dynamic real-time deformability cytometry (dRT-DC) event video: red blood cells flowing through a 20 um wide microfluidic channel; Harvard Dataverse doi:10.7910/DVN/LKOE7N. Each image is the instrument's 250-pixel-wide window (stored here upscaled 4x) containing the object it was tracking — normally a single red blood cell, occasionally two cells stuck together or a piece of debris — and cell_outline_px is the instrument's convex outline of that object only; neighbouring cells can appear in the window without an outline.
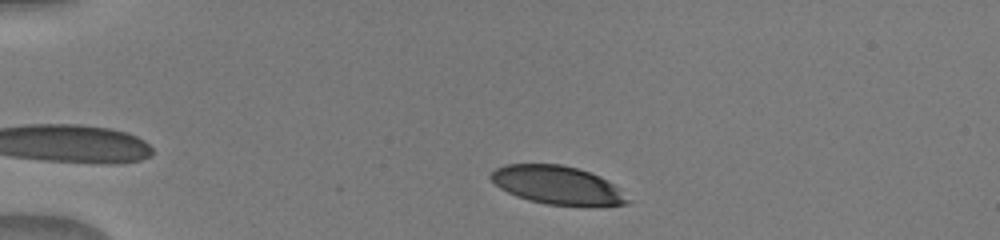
{"species": "human", "species_latin": "Homo sapiens", "temperature_condition": "warm", "stored_images_in_passage": 43, "camera_frame_rate_fps": 3000, "um_per_image_px": 0.085, "donor": {"sex": "male"}, "frame": {"image": 1, "passage_image": 4, "time_ms": 1.0, "image_size_px": [1000, 240], "cell_outline_px": [[632, 200], [628, 204], [548, 204], [528, 200], [516, 196], [500, 188], [488, 176], [496, 168], [504, 164], [560, 164], [576, 168], [600, 176], [608, 180]], "centroid_in_image_um": [47.33, 15.71], "position_along_channel_um": 37.7, "area_um2": 29.94}}
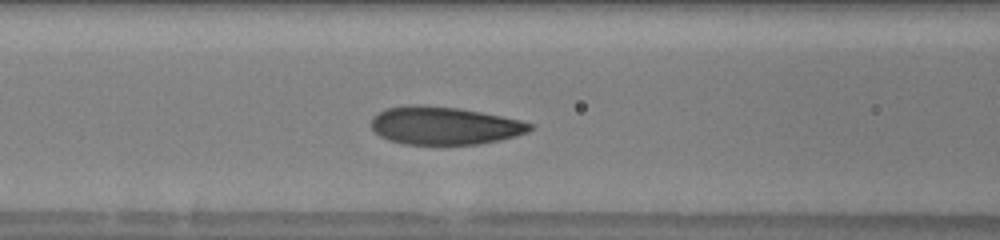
{"frame": {"image": 2, "passage_image": 15, "time_ms": 4.667, "image_size_px": [1000, 240], "cell_outline_px": [[536, 124], [528, 132], [516, 136], [500, 140], [476, 144], [404, 144], [388, 140], [380, 136], [372, 128], [372, 116], [376, 112], [388, 108], [408, 104], [420, 104], [460, 108], [520, 120]], "centroid_in_image_um": [37.76, 10.67], "position_along_channel_um": 128.8, "area_um2": 35.2}}
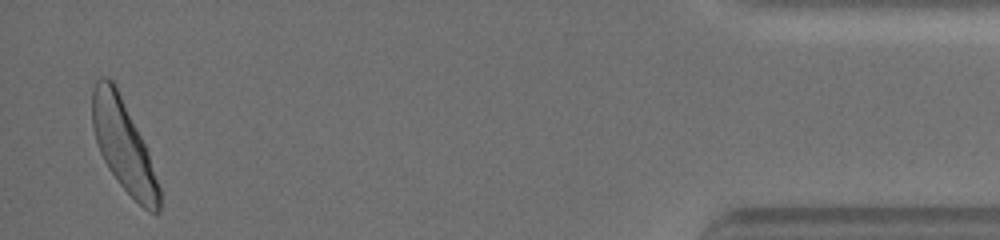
{"frame": {"image": 3, "passage_image": 42, "time_ms": 13.667, "image_size_px": [1000, 240], "cell_outline_px": [[160, 212], [148, 212], [120, 184], [108, 168], [100, 152], [92, 128], [92, 88], [96, 80], [100, 76], [108, 76], [112, 80], [148, 152], [160, 188]], "centroid_in_image_um": [10.47, 12.37], "position_along_channel_um": 424.7, "area_um2": 34.8}}